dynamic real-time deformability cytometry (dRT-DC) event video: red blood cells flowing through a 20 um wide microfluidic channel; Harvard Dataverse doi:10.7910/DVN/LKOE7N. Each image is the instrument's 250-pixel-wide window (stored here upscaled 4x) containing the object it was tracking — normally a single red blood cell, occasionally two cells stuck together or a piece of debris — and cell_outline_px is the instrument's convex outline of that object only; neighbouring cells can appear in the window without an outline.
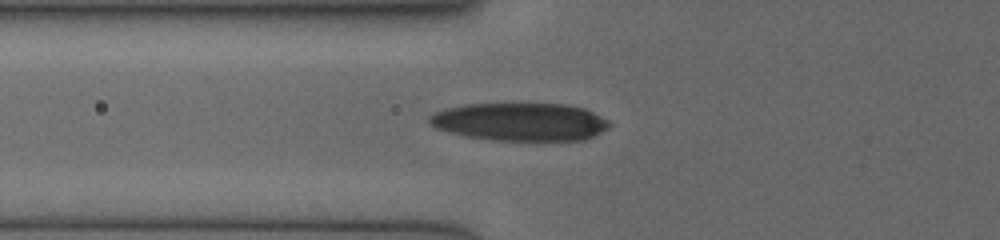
{"species": "human", "species_latin": "Homo sapiens", "temperature_condition": "cold", "stored_images_in_passage": 33, "camera_frame_rate_fps": 3000, "um_per_image_px": 0.085, "donor": {"sex": "female"}, "frame": {"image": 1, "passage_image": 15, "time_ms": 7.0, "image_size_px": [1000, 240], "cell_outline_px": [[612, 124], [608, 128], [584, 140], [488, 140], [464, 136], [448, 132], [436, 128], [428, 120], [428, 116], [444, 108], [464, 104], [568, 104], [584, 108], [608, 120]], "centroid_in_image_um": [44.19, 10.35], "position_along_channel_um": 81.6, "area_um2": 39.88}}
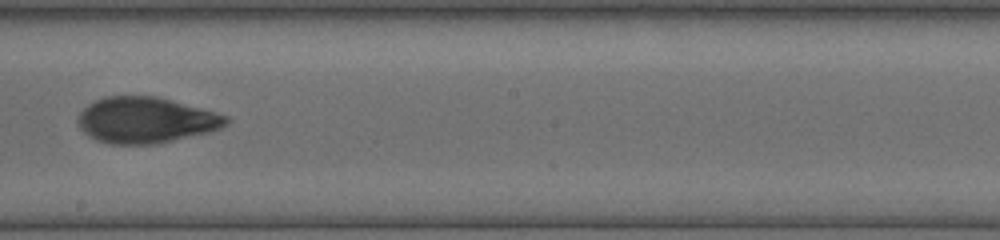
{"frame": {"image": 2, "passage_image": 22, "time_ms": 10.667, "image_size_px": [1000, 240], "cell_outline_px": [[232, 120], [228, 124], [212, 132], [156, 144], [108, 144], [96, 140], [88, 136], [76, 124], [76, 120], [80, 112], [88, 104], [104, 96], [156, 96], [172, 100], [216, 112], [228, 116]], "centroid_in_image_um": [12.4, 10.22], "position_along_channel_um": 235.8, "area_um2": 40.11}}
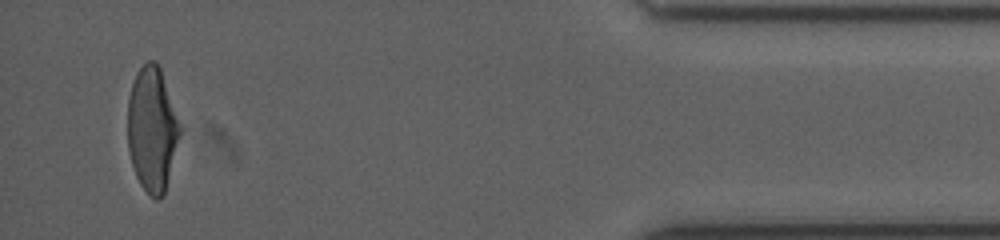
{"frame": {"image": 3, "passage_image": 33, "time_ms": 16.333, "image_size_px": [1000, 240], "cell_outline_px": [[184, 128], [164, 196], [156, 200], [140, 184], [136, 176], [132, 164], [128, 148], [128, 100], [132, 84], [136, 72], [148, 60], [156, 60], [160, 68]], "centroid_in_image_um": [12.98, 10.99], "position_along_channel_um": 422.2, "area_um2": 38.73}}